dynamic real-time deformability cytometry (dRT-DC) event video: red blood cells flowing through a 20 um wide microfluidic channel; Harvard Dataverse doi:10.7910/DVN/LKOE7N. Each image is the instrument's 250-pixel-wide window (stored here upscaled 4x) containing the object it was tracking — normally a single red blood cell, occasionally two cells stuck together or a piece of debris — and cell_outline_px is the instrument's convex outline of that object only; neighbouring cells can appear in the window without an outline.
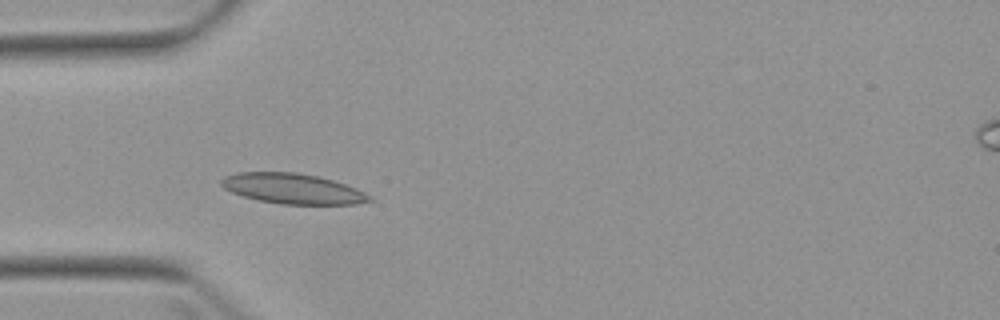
{"species": "Egyptian fruit bat (a non-hibernating species)", "species_latin": "Rousettus aegyptiacus", "temperature_condition": "warm", "stored_images_in_passage": 6, "camera_frame_rate_fps": 3000, "um_per_image_px": 0.085, "animal": {"sex": "female"}, "frame": {"image": 1, "passage_image": 5, "time_ms": 5.0, "image_size_px": [1000, 320], "cell_outline_px": [[376, 200], [356, 204], [280, 204], [256, 200], [232, 192], [224, 188], [220, 184], [220, 180], [224, 176], [236, 172], [296, 172], [316, 176], [332, 180], [356, 188], [372, 196]], "centroid_in_image_um": [24.87, 16.04], "position_along_channel_um": 60.1, "area_um2": 26.24}}
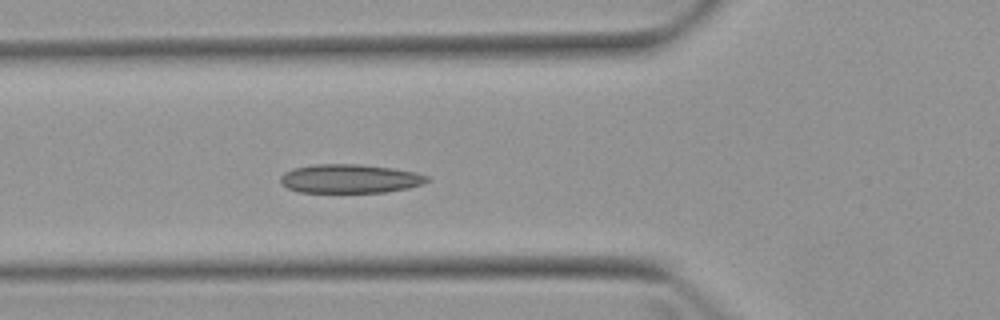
{"frame": {"image": 2, "passage_image": 6, "time_ms": 6.0, "image_size_px": [1000, 320], "cell_outline_px": [[432, 180], [424, 184], [408, 188], [384, 192], [300, 192], [288, 188], [280, 184], [280, 176], [284, 172], [292, 168], [312, 164], [360, 164], [392, 168], [416, 172], [428, 176]], "centroid_in_image_um": [29.74, 15.18], "position_along_channel_um": 96.1, "area_um2": 24.91}}